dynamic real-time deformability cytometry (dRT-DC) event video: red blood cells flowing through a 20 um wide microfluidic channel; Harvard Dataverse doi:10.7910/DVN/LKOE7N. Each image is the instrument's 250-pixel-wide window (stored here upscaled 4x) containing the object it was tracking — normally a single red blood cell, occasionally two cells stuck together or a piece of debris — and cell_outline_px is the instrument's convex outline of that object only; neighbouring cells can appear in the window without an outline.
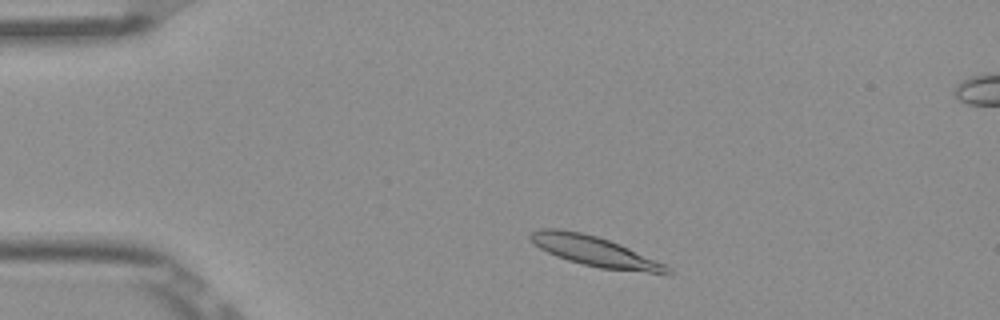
{"species": "Egyptian fruit bat (a non-hibernating species)", "species_latin": "Rousettus aegyptiacus", "temperature_condition": "room temperature", "stored_images_in_passage": 47, "camera_frame_rate_fps": 3000, "um_per_image_px": 0.085, "frame": {"image": 1, "passage_image": 4, "time_ms": 1.0, "image_size_px": [1000, 320], "cell_outline_px": [[676, 272], [648, 272], [600, 268], [568, 260], [556, 256], [540, 248], [528, 236], [532, 232], [540, 228], [560, 228], [580, 232], [596, 236], [620, 244], [664, 264], [672, 268]], "centroid_in_image_um": [50.51, 21.34], "position_along_channel_um": 34.5, "area_um2": 23.35}}
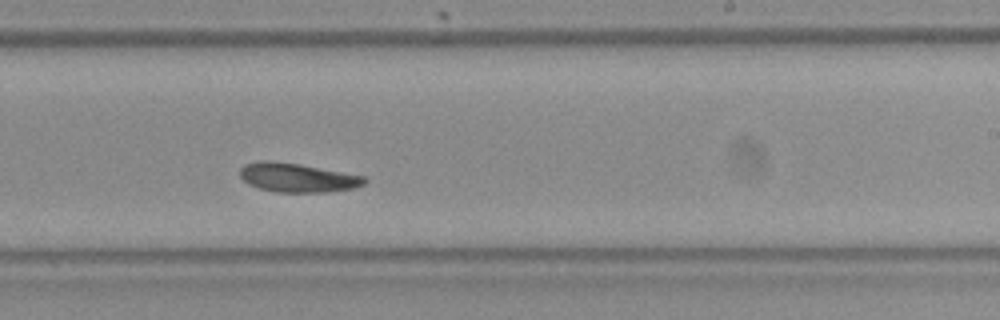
{"frame": {"image": 2, "passage_image": 26, "time_ms": 8.333, "image_size_px": [1000, 320], "cell_outline_px": [[368, 180], [364, 184], [356, 188], [328, 192], [276, 192], [260, 188], [248, 184], [240, 176], [240, 168], [244, 164], [260, 160], [268, 160], [300, 164], [364, 176]], "centroid_in_image_um": [25.28, 15.1], "position_along_channel_um": 263.7, "area_um2": 21.1}}
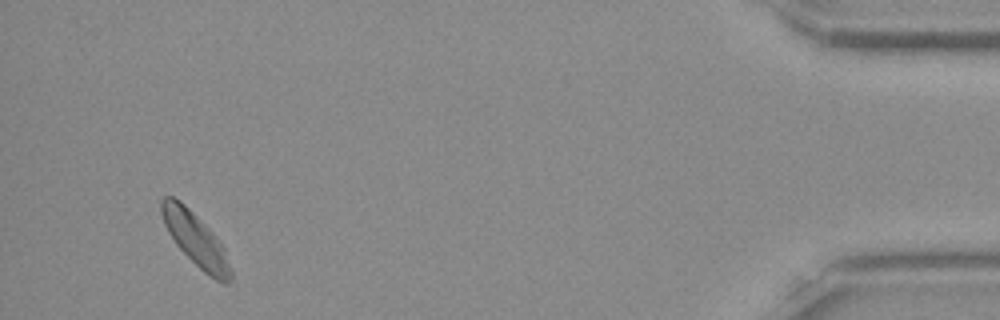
{"frame": {"image": 3, "passage_image": 44, "time_ms": 14.333, "image_size_px": [1000, 320], "cell_outline_px": [[232, 276], [228, 284], [224, 284], [216, 280], [204, 272], [176, 244], [168, 232], [164, 224], [160, 212], [160, 200], [164, 196], [172, 196], [180, 200], [216, 236], [224, 248], [232, 272]], "centroid_in_image_um": [16.61, 20.34], "position_along_channel_um": 418.6, "area_um2": 21.15}}